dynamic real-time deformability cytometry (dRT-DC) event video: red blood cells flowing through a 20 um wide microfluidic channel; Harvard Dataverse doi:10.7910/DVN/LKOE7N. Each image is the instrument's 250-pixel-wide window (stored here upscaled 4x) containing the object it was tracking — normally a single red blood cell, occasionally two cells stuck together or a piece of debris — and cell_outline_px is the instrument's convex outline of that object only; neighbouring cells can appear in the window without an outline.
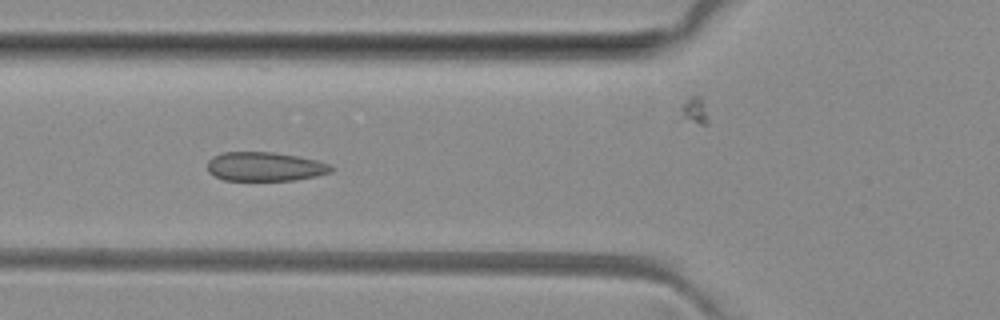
{"species": "common noctule bat (a hibernating species)", "species_latin": "Nyctalus noctula", "temperature_condition": "room temperature", "stored_images_in_passage": 5, "camera_frame_rate_fps": 3000, "um_per_image_px": 0.085, "animal": {"sex": "female", "body_mass_g": 29.2, "forearm_length_mm": 56.3}, "frame": {"image": 1, "passage_image": 5, "time_ms": 4.333, "image_size_px": [1000, 320], "cell_outline_px": [[336, 168], [332, 172], [316, 176], [296, 180], [224, 180], [208, 172], [208, 160], [212, 156], [224, 152], [272, 152], [296, 156], [316, 160], [328, 164]], "centroid_in_image_um": [22.53, 14.16], "position_along_channel_um": 103.3, "area_um2": 20.92}}